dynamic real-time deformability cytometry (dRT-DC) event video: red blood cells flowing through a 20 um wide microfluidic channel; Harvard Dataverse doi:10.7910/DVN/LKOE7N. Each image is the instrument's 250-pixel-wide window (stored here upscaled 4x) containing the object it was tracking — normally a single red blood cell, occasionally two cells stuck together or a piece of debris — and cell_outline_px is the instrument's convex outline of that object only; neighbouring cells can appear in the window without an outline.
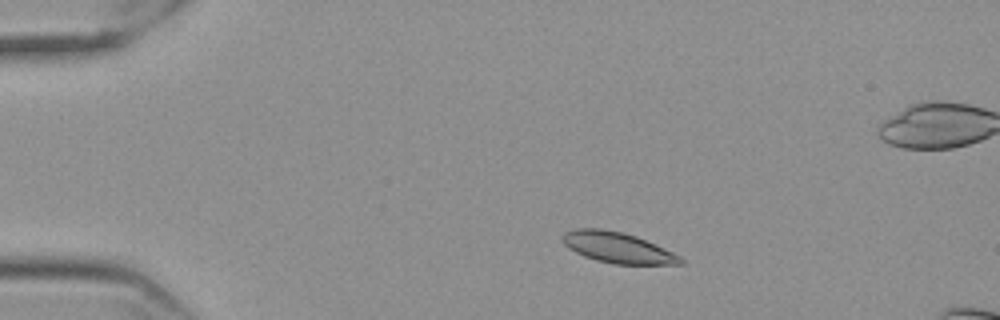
{"species": "Egyptian fruit bat (a non-hibernating species)", "species_latin": "Rousettus aegyptiacus", "temperature_condition": "cold", "stored_images_in_passage": 54, "camera_frame_rate_fps": 3000, "um_per_image_px": 0.085, "frame": {"image": 1, "passage_image": 7, "time_ms": 2.0, "image_size_px": [1000, 320], "cell_outline_px": [[684, 264], [612, 264], [596, 260], [584, 256], [568, 248], [560, 240], [560, 236], [564, 232], [572, 228], [600, 228], [624, 232], [636, 236], [672, 252], [680, 256], [684, 260]], "centroid_in_image_um": [52.43, 21.03], "position_along_channel_um": 32.6, "area_um2": 21.27}}
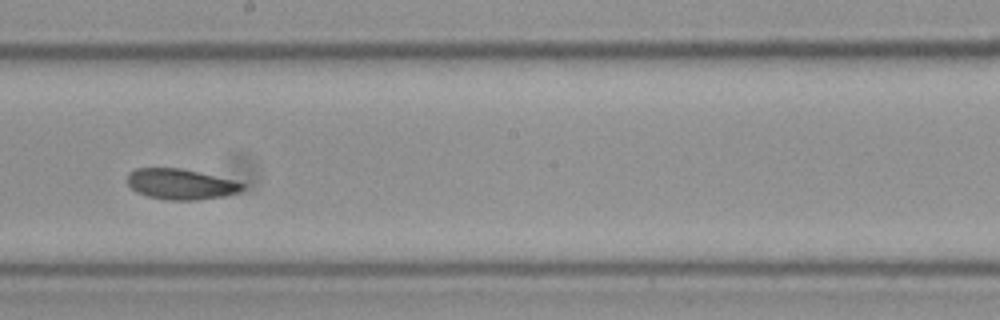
{"frame": {"image": 2, "passage_image": 29, "time_ms": 9.333, "image_size_px": [1000, 320], "cell_outline_px": [[244, 188], [236, 192], [224, 196], [200, 200], [168, 200], [148, 196], [136, 192], [128, 184], [128, 176], [136, 168], [180, 168], [236, 180], [244, 184]], "centroid_in_image_um": [15.38, 15.66], "position_along_channel_um": 232.8, "area_um2": 20.4}}
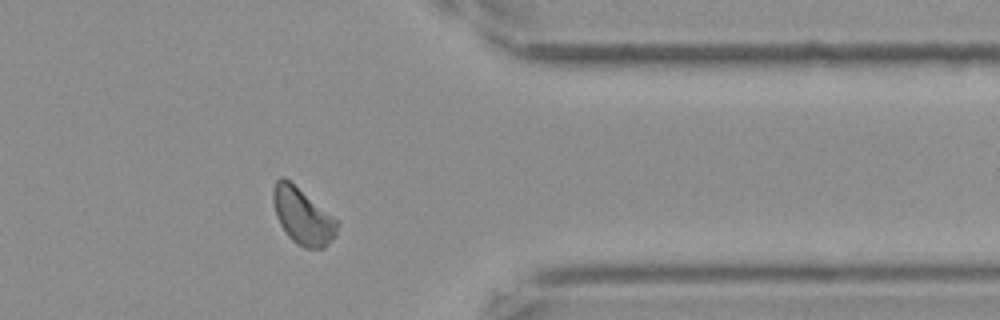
{"frame": {"image": 3, "passage_image": 43, "time_ms": 14.0, "image_size_px": [1000, 320], "cell_outline_px": [[336, 236], [324, 248], [304, 248], [296, 244], [284, 232], [276, 216], [272, 200], [272, 188], [276, 180], [280, 176], [284, 176], [336, 220]], "centroid_in_image_um": [25.66, 18.38], "position_along_channel_um": 385.7, "area_um2": 20.69}, "authors_computed_cell_mechanics": {"area_um2": 20.5768, "velocity_mm_per_s": 3.5112, "shape_relaxation_time_tau1_ms": 6.7935, "shape_relaxation_time_tau2_ms": null, "deformation_change_tau1": 0.1017, "deformation_change_tau2": null}}